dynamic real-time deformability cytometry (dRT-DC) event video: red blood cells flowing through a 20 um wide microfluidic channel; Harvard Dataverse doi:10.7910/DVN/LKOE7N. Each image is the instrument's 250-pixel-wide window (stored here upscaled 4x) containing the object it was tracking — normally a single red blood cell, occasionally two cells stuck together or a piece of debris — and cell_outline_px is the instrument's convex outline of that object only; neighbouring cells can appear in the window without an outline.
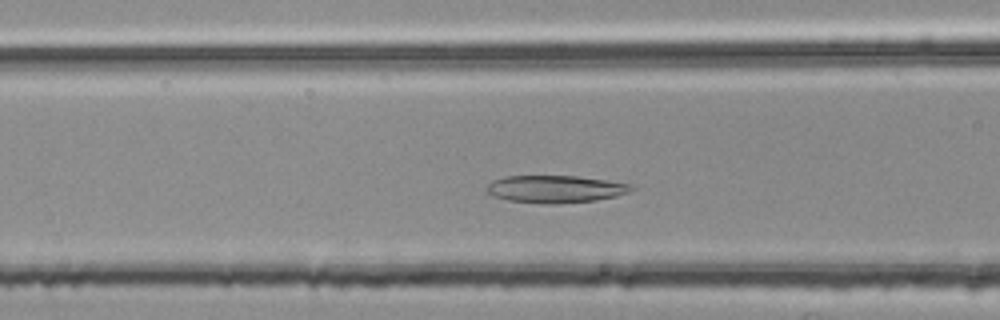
{"species": "common noctule bat (a hibernating species)", "species_latin": "Nyctalus noctula", "temperature_condition": "room temperature", "stored_images_in_passage": 39, "camera_frame_rate_fps": 3000, "um_per_image_px": 0.085, "animal": {"sex": "female", "body_mass_g": 25.1}, "frame": {"image": 1, "passage_image": 12, "time_ms": 3.667, "image_size_px": [1000, 320], "cell_outline_px": [[636, 188], [628, 192], [616, 196], [596, 200], [556, 204], [544, 204], [508, 200], [492, 196], [488, 192], [488, 184], [492, 180], [504, 176], [576, 176], [632, 184]], "centroid_in_image_um": [47.2, 16.07], "position_along_channel_um": 119.4, "area_um2": 23.06}}
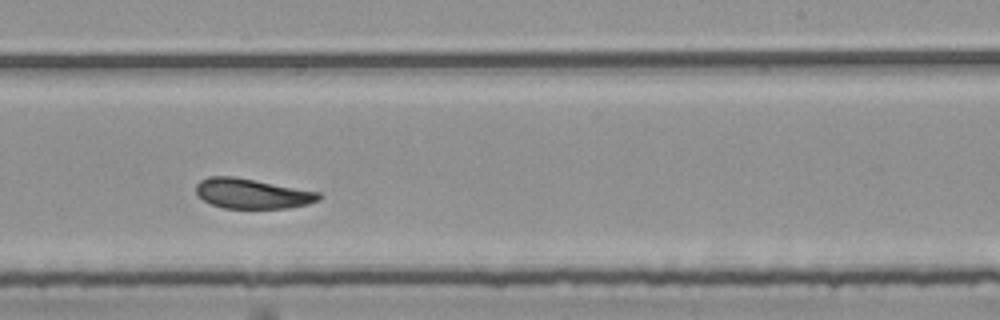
{"frame": {"image": 2, "passage_image": 24, "time_ms": 7.667, "image_size_px": [1000, 320], "cell_outline_px": [[320, 200], [308, 204], [288, 208], [224, 208], [212, 204], [204, 200], [196, 192], [196, 184], [200, 180], [212, 176], [236, 176], [320, 192]], "centroid_in_image_um": [21.45, 16.45], "position_along_channel_um": 267.6, "area_um2": 21.44}}
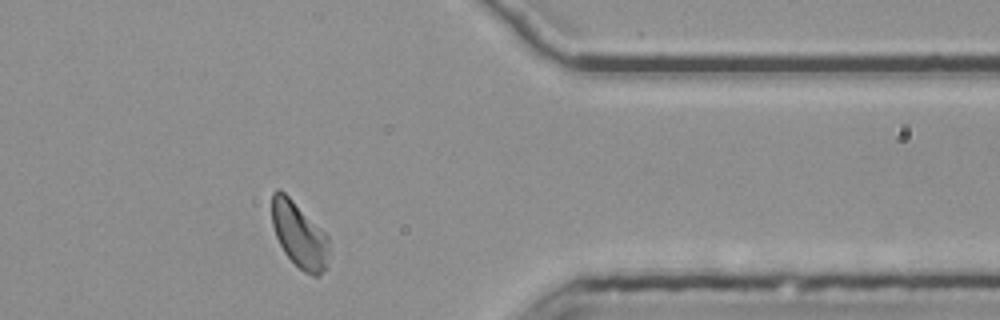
{"frame": {"image": 3, "passage_image": 35, "time_ms": 11.333, "image_size_px": [1000, 320], "cell_outline_px": [[328, 256], [324, 268], [320, 276], [312, 276], [304, 272], [284, 252], [276, 236], [272, 224], [272, 192], [276, 188], [280, 188], [328, 236]], "centroid_in_image_um": [25.41, 19.96], "position_along_channel_um": 386.0, "area_um2": 21.39}, "authors_computed_cell_mechanics": {"area_um2": 22.1952, "velocity_mm_per_s": 3.7154, "shape_relaxation_time_tau1_ms": 6.6474, "shape_relaxation_time_tau2_ms": 2.485, "deformation_change_tau1": 0.1658, "deformation_change_tau2": 0.0963}}